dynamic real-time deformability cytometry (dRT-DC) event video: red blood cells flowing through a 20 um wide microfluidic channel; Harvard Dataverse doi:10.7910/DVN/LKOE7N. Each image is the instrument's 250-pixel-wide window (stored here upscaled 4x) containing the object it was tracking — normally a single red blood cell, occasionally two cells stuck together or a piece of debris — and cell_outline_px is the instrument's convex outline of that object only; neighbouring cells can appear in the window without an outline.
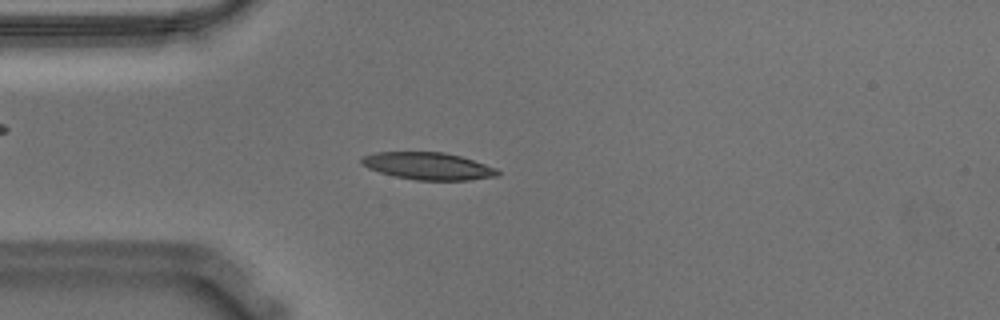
{"species": "Egyptian fruit bat (a non-hibernating species)", "species_latin": "Rousettus aegyptiacus", "temperature_condition": "warm", "stored_images_in_passage": 55, "camera_frame_rate_fps": 3000, "um_per_image_px": 0.085, "animal": {"sex": "male"}, "frame": {"image": 1, "passage_image": 14, "time_ms": 4.333, "image_size_px": [1000, 320], "cell_outline_px": [[500, 176], [468, 180], [416, 180], [396, 176], [380, 172], [368, 168], [360, 164], [360, 156], [376, 152], [444, 152], [460, 156], [496, 168], [500, 172]], "centroid_in_image_um": [36.36, 14.11], "position_along_channel_um": 48.6, "area_um2": 21.62}}
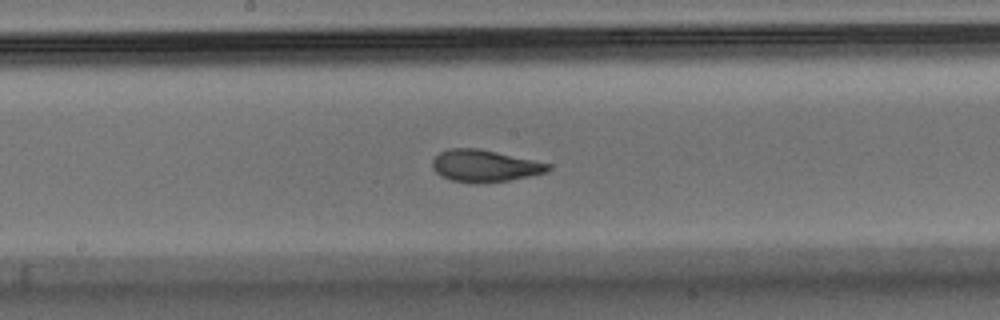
{"frame": {"image": 2, "passage_image": 28, "time_ms": 9.0, "image_size_px": [1000, 320], "cell_outline_px": [[552, 168], [548, 172], [508, 180], [452, 180], [440, 176], [432, 168], [432, 160], [440, 152], [448, 148], [480, 148], [552, 164]], "centroid_in_image_um": [41.21, 14.04], "position_along_channel_um": 207.0, "area_um2": 20.92}}
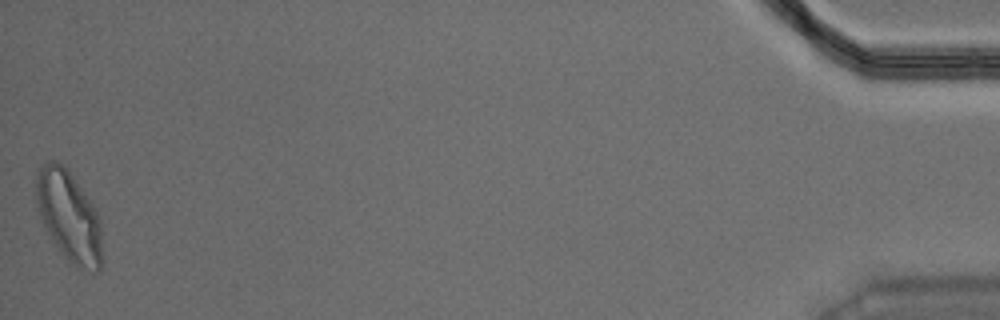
{"frame": {"image": 3, "passage_image": 55, "time_ms": 18.0, "image_size_px": [1000, 320], "cell_outline_px": [[104, 260], [100, 272], [92, 272], [76, 268], [56, 248], [40, 216], [36, 200], [36, 168], [44, 160], [56, 160], [68, 168], [92, 204], [100, 220]], "centroid_in_image_um": [5.88, 18.4], "position_along_channel_um": 429.3, "area_um2": 35.72}, "authors_computed_cell_mechanics": {"area_um2": 21.5594, "velocity_mm_per_s": 3.5727, "shape_relaxation_time_tau1_ms": 5.9033, "shape_relaxation_time_tau2_ms": 1.2729, "deformation_change_tau1": 0.1983, "deformation_change_tau2": 0.077}}